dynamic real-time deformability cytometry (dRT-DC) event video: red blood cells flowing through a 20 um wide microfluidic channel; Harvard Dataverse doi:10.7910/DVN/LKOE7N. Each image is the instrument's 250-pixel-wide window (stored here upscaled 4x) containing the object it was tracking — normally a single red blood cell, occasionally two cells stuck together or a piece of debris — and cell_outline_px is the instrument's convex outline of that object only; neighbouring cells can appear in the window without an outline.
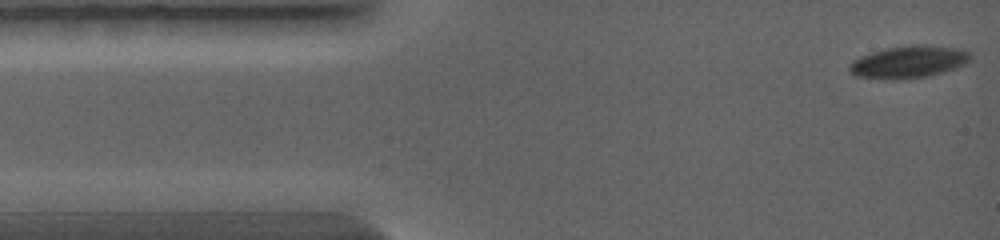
{"species": "common noctule bat (a hibernating species)", "species_latin": "Nyctalus noctula", "temperature_condition": "warm", "stored_images_in_passage": 44, "camera_frame_rate_fps": 5000, "um_per_image_px": 0.085, "animal": {"sex": "female", "body_mass_g": 19.0, "forearm_length_mm": 56.7}, "frame": {"image": 1, "passage_image": 1, "time_ms": 0.0, "image_size_px": [1000, 240], "cell_outline_px": [[972, 56], [964, 64], [956, 68], [928, 76], [896, 80], [884, 80], [856, 76], [848, 72], [848, 64], [852, 60], [860, 56], [884, 48], [908, 44], [920, 44], [964, 48], [972, 52]], "centroid_in_image_um": [77.22, 5.25], "position_along_channel_um": 7.8, "area_um2": 23.41}}
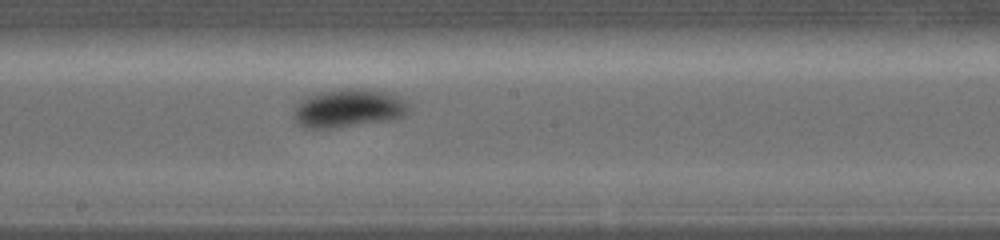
{"frame": {"image": 2, "passage_image": 24, "time_ms": 5.4, "image_size_px": [1000, 240], "cell_outline_px": [[408, 108], [404, 116], [396, 120], [336, 128], [308, 128], [296, 124], [292, 116], [292, 112], [296, 104], [308, 96], [320, 92], [352, 88], [384, 92], [396, 96], [404, 100], [408, 104]], "centroid_in_image_um": [29.58, 9.24], "position_along_channel_um": 218.6, "area_um2": 25.78}}
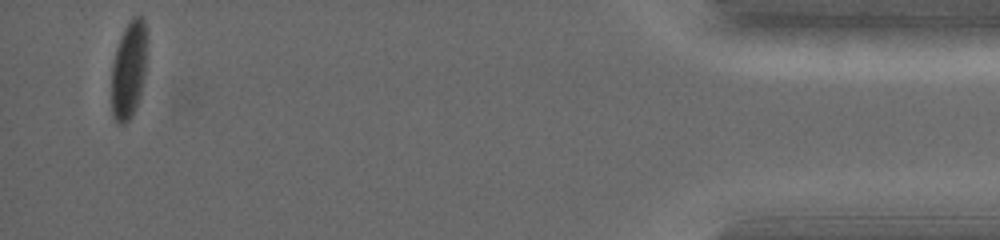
{"frame": {"image": 3, "passage_image": 43, "time_ms": 11.0, "image_size_px": [1000, 240], "cell_outline_px": [[144, 76], [140, 96], [136, 108], [132, 116], [124, 124], [116, 124], [112, 116], [112, 64], [116, 48], [124, 28], [132, 16], [140, 16], [144, 20]], "centroid_in_image_um": [10.9, 6.01], "position_along_channel_um": 424.3, "area_um2": 19.71}}